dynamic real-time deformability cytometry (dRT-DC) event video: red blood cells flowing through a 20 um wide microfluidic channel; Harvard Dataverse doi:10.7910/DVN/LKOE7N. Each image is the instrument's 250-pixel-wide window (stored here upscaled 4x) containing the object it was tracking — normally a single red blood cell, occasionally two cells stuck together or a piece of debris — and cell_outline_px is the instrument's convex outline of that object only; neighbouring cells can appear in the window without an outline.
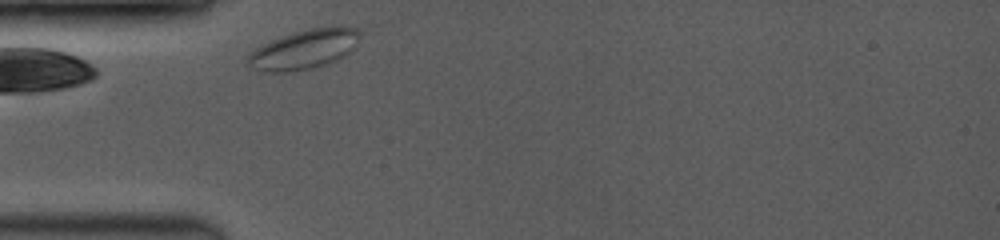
{"species": "common noctule bat (a hibernating species)", "species_latin": "Nyctalus noctula", "temperature_condition": "room temperature", "stored_images_in_passage": 16, "camera_frame_rate_fps": 3500, "um_per_image_px": 0.085, "animal": {"sex": "female", "body_mass_g": 19.0, "forearm_length_mm": 53.3}, "frame": {"image": 1, "passage_image": 1, "time_ms": 0.0, "image_size_px": [1000, 240], "cell_outline_px": [[360, 36], [352, 48], [344, 56], [324, 64], [308, 68], [284, 72], [264, 72], [252, 68], [248, 64], [248, 52], [272, 40], [308, 28], [360, 28]], "centroid_in_image_um": [25.8, 4.21], "position_along_channel_um": 59.2, "area_um2": 24.91}}
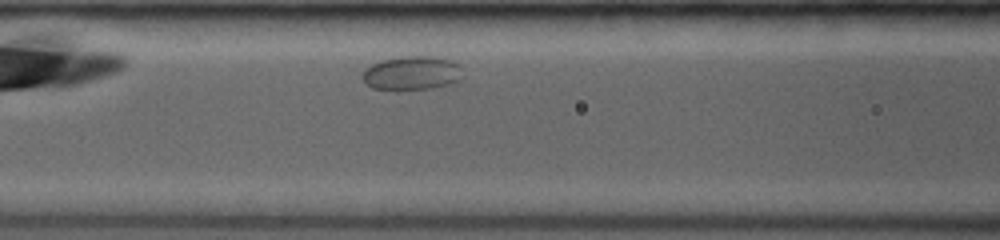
{"frame": {"image": 2, "passage_image": 6, "time_ms": 2.286, "image_size_px": [1000, 240], "cell_outline_px": [[460, 80], [456, 84], [432, 88], [396, 92], [372, 88], [364, 84], [360, 80], [360, 76], [364, 68], [372, 64], [384, 60], [400, 56], [436, 56], [452, 60], [460, 64]], "centroid_in_image_um": [34.96, 6.25], "position_along_channel_um": 131.6, "area_um2": 20.81}}
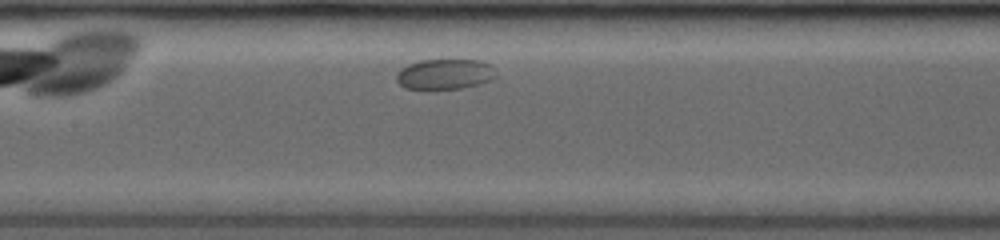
{"frame": {"image": 3, "passage_image": 9, "time_ms": 3.429, "image_size_px": [1000, 240], "cell_outline_px": [[496, 76], [492, 80], [480, 84], [460, 88], [404, 88], [396, 80], [396, 72], [400, 68], [408, 64], [420, 60], [480, 60], [488, 64], [492, 68]], "centroid_in_image_um": [37.78, 6.29], "position_along_channel_um": 169.6, "area_um2": 17.46}}